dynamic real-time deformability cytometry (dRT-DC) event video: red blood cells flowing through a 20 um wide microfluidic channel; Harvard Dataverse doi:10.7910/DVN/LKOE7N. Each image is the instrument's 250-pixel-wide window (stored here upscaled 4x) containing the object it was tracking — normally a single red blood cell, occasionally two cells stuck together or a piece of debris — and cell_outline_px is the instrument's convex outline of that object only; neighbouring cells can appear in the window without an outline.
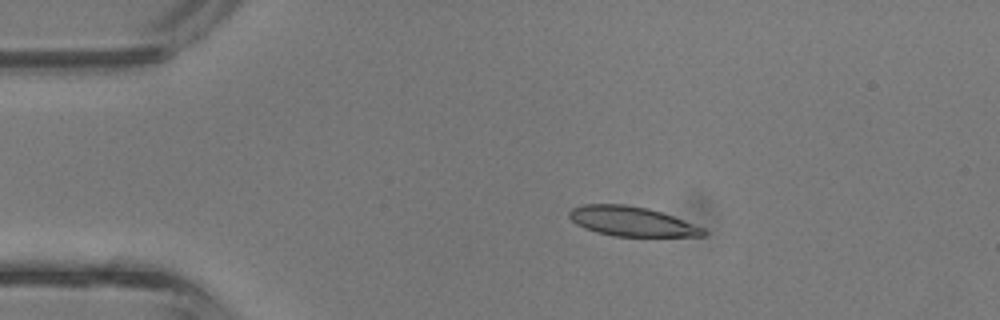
{"species": "common noctule bat (a hibernating species)", "species_latin": "Nyctalus noctula", "temperature_condition": "room temperature", "stored_images_in_passage": 3, "camera_frame_rate_fps": 3000, "um_per_image_px": 0.085, "animal": {"sex": "male", "body_mass_g": 13.3}, "frame": {"image": 1, "passage_image": 2, "time_ms": 0.333, "image_size_px": [1000, 320], "cell_outline_px": [[708, 232], [704, 236], [616, 236], [596, 232], [584, 228], [576, 224], [568, 216], [568, 212], [572, 208], [584, 204], [624, 204], [648, 208], [672, 216], [704, 228]], "centroid_in_image_um": [53.67, 18.81], "position_along_channel_um": 31.3, "area_um2": 23.0}}